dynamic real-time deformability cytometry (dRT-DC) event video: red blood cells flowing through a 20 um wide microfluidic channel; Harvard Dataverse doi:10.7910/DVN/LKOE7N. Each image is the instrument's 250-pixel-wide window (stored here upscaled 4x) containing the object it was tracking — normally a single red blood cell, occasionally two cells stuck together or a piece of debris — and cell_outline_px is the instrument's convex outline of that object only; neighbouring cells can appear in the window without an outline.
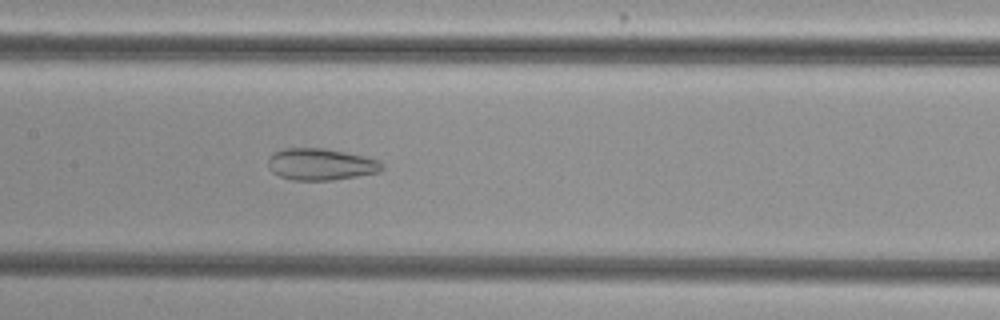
{"species": "common noctule bat (a hibernating species)", "species_latin": "Nyctalus noctula", "temperature_condition": "cold", "stored_images_in_passage": 42, "camera_frame_rate_fps": 3000, "um_per_image_px": 0.085, "animal": {"sex": "female", "body_mass_g": 29.2, "forearm_length_mm": 56.3}, "frame": {"image": 1, "passage_image": 15, "time_ms": 4.667, "image_size_px": [1000, 320], "cell_outline_px": [[384, 168], [380, 172], [332, 180], [292, 180], [280, 176], [272, 172], [268, 168], [268, 156], [272, 152], [284, 148], [324, 148], [364, 156], [380, 160], [384, 164]], "centroid_in_image_um": [27.25, 13.96], "position_along_channel_um": 180.1, "area_um2": 21.27}}
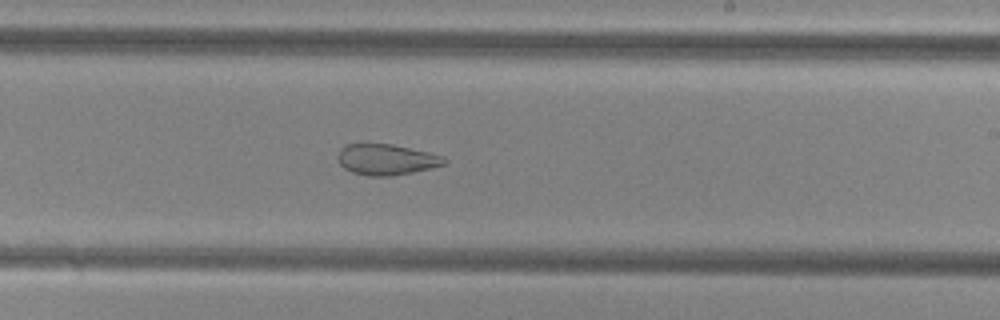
{"frame": {"image": 2, "passage_image": 21, "time_ms": 6.667, "image_size_px": [1000, 320], "cell_outline_px": [[448, 164], [412, 172], [392, 176], [368, 176], [352, 172], [344, 168], [340, 164], [336, 156], [340, 148], [344, 144], [392, 144], [428, 152], [444, 156], [448, 160]], "centroid_in_image_um": [32.84, 13.56], "position_along_channel_um": 256.2, "area_um2": 19.31}}
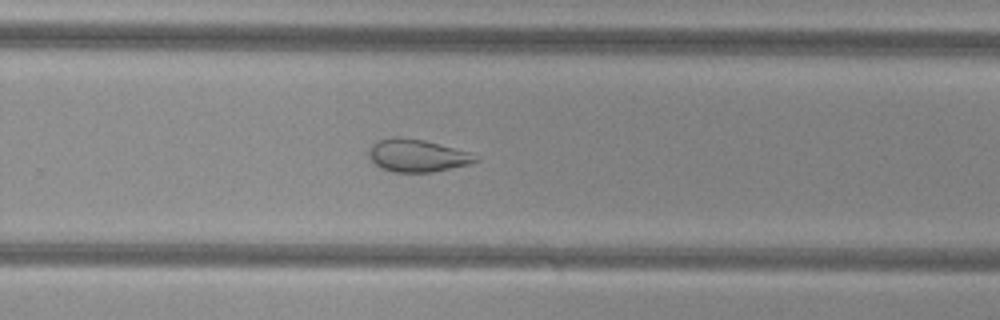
{"frame": {"image": 3, "passage_image": 24, "time_ms": 7.667, "image_size_px": [1000, 320], "cell_outline_px": [[480, 160], [468, 164], [432, 172], [396, 172], [380, 168], [368, 156], [368, 152], [372, 144], [376, 140], [392, 136], [396, 136], [424, 140], [468, 152], [480, 156]], "centroid_in_image_um": [35.43, 13.21], "position_along_channel_um": 294.4, "area_um2": 20.23}, "authors_computed_cell_mechanics": {"area_um2": 20.2878, "velocity_mm_per_s": 3.814, "shape_relaxation_time_tau1_ms": null, "shape_relaxation_time_tau2_ms": 2.4829, "deformation_change_tau1": null, "deformation_change_tau2": 0.1005}}